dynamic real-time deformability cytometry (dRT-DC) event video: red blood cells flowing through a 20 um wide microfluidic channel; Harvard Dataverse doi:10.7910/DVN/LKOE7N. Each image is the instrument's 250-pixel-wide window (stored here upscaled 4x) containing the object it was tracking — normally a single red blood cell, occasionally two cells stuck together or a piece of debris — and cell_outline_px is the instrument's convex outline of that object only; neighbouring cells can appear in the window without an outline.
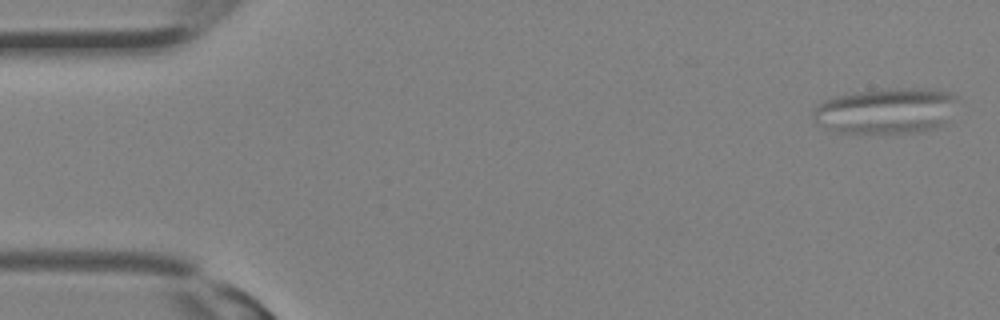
{"species": "Egyptian fruit bat (a non-hibernating species)", "species_latin": "Rousettus aegyptiacus", "temperature_condition": "room temperature", "stored_images_in_passage": 29, "segment_of_instrument_passage": [1, 2], "camera_frame_rate_fps": 3000, "um_per_image_px": 0.085, "animal": {"sex": "female"}, "frame": {"image": 1, "passage_image": 1, "time_ms": 0.0, "image_size_px": [1000, 320], "cell_outline_px": [[956, 100], [948, 120], [940, 128], [920, 132], [836, 132], [824, 128], [816, 124], [812, 116], [812, 112], [816, 104], [824, 100], [836, 96], [856, 92], [884, 88], [936, 88], [952, 92], [956, 96]], "centroid_in_image_um": [75.32, 9.4], "position_along_channel_um": 9.7, "area_um2": 38.96}}
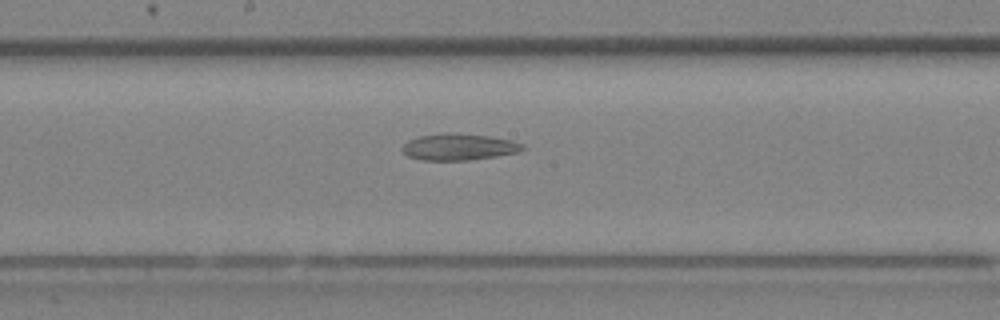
{"frame": {"image": 2, "passage_image": 17, "time_ms": 5.333, "image_size_px": [1000, 320], "cell_outline_px": [[524, 148], [520, 152], [496, 156], [468, 160], [420, 160], [408, 156], [400, 148], [408, 140], [420, 136], [444, 132], [448, 132], [488, 136], [512, 140], [524, 144]], "centroid_in_image_um": [39.0, 12.48], "position_along_channel_um": 209.2, "area_um2": 18.67}}
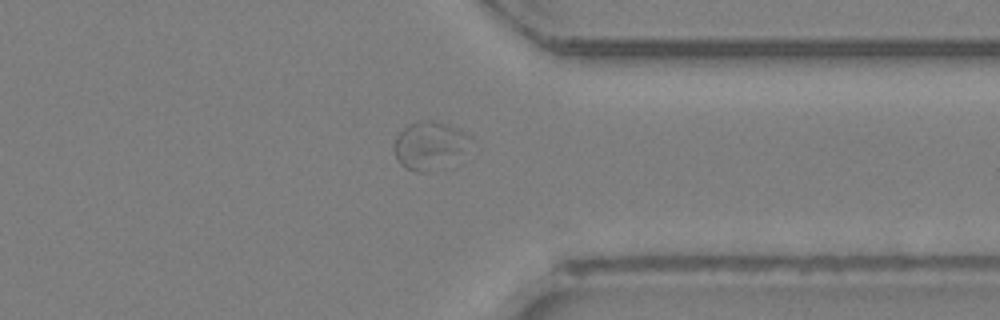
{"frame": {"image": 3, "passage_image": 25, "time_ms": 8.0, "image_size_px": [1000, 320], "cell_outline_px": [[472, 136], [452, 152], [424, 172], [416, 172], [404, 168], [400, 164], [392, 148], [396, 136], [408, 124], [420, 120], [432, 120], [456, 128]], "centroid_in_image_um": [36.25, 12.25], "position_along_channel_um": 375.2, "area_um2": 18.96}}